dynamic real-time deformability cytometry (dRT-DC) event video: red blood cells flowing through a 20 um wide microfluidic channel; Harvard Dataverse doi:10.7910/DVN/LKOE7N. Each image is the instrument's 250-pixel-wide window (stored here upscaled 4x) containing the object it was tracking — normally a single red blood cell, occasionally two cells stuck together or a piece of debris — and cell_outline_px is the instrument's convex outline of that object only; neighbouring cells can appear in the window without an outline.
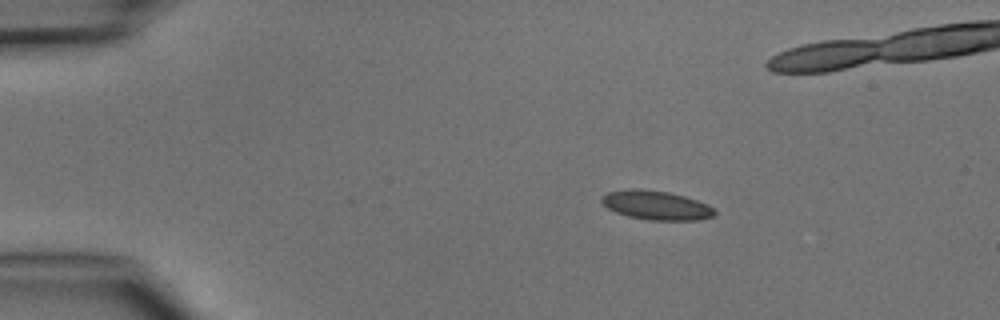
{"species": "common noctule bat (a hibernating species)", "species_latin": "Nyctalus noctula", "temperature_condition": "cold", "stored_images_in_passage": 4, "camera_frame_rate_fps": 3000, "um_per_image_px": 0.085, "animal": {"sex": "male", "body_mass_g": 15.6}, "frame": {"image": 1, "passage_image": 4, "time_ms": 3.333, "image_size_px": [1000, 320], "cell_outline_px": [[716, 212], [712, 216], [700, 220], [648, 220], [628, 216], [616, 212], [608, 208], [600, 200], [608, 192], [628, 188], [636, 188], [668, 192], [684, 196], [708, 204]], "centroid_in_image_um": [55.77, 17.44], "position_along_channel_um": 29.2, "area_um2": 19.02}}